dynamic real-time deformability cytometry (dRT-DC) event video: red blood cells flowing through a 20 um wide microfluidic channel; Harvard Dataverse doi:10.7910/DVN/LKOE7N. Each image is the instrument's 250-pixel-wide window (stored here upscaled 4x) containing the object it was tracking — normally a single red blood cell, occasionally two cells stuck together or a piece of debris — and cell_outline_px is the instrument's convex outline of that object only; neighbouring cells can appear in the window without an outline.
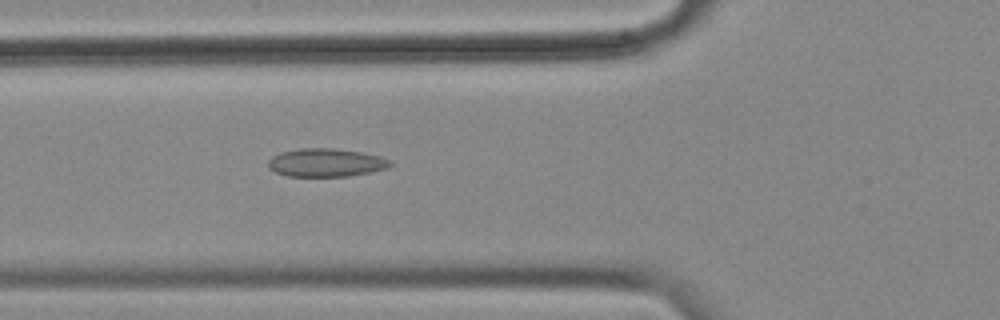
{"species": "common noctule bat (a hibernating species)", "species_latin": "Nyctalus noctula", "temperature_condition": "cold", "stored_images_in_passage": 49, "camera_frame_rate_fps": 3000, "um_per_image_px": 0.085, "animal": {"sex": "female", "body_mass_g": 18.4}, "frame": {"image": 1, "passage_image": 13, "time_ms": 4.0, "image_size_px": [1000, 320], "cell_outline_px": [[392, 164], [388, 168], [348, 176], [288, 176], [276, 172], [268, 168], [268, 160], [272, 156], [280, 152], [300, 148], [336, 148], [360, 152], [380, 156], [388, 160]], "centroid_in_image_um": [27.67, 13.81], "position_along_channel_um": 98.1, "area_um2": 20.0}}
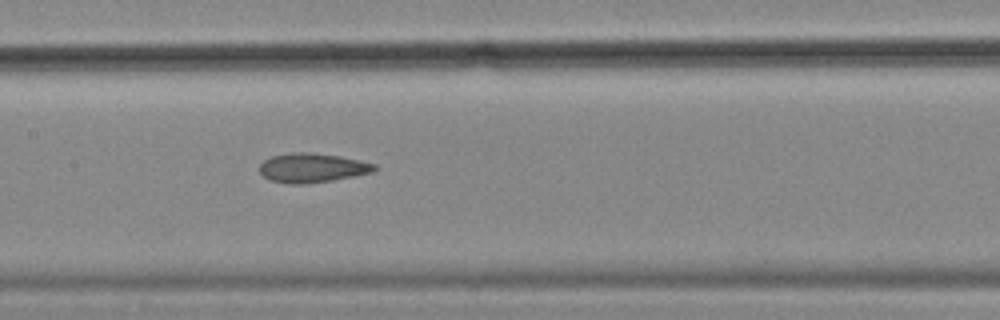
{"frame": {"image": 2, "passage_image": 20, "time_ms": 6.333, "image_size_px": [1000, 320], "cell_outline_px": [[376, 168], [372, 172], [332, 180], [304, 184], [292, 184], [272, 180], [264, 176], [260, 172], [260, 164], [264, 160], [272, 156], [292, 152], [312, 152], [340, 156], [360, 160], [376, 164]], "centroid_in_image_um": [26.54, 14.25], "position_along_channel_um": 180.9, "area_um2": 19.42}}
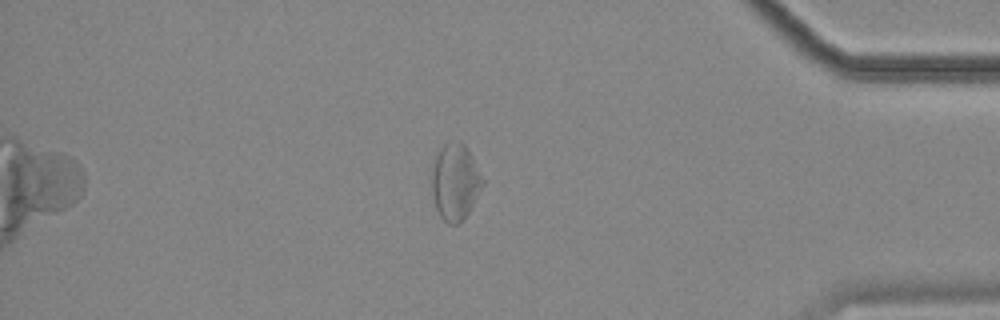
{"frame": {"image": 3, "passage_image": 41, "time_ms": 13.333, "image_size_px": [1000, 320], "cell_outline_px": [[484, 184], [468, 212], [456, 224], [448, 224], [440, 216], [436, 208], [432, 192], [432, 172], [436, 156], [440, 148], [444, 144], [452, 140], [456, 140], [464, 144], [484, 180]], "centroid_in_image_um": [38.68, 15.45], "position_along_channel_um": 396.5, "area_um2": 22.14}, "authors_computed_cell_mechanics": {"area_um2": 20.8658, "velocity_mm_per_s": 3.5385, "shape_relaxation_time_tau1_ms": null, "shape_relaxation_time_tau2_ms": 5.3019, "deformation_change_tau1": null, "deformation_change_tau2": 0.1295}}